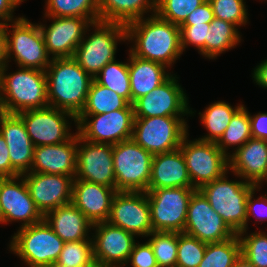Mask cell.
Here are the masks:
<instances>
[{"label":"cell","mask_w":267,"mask_h":267,"mask_svg":"<svg viewBox=\"0 0 267 267\" xmlns=\"http://www.w3.org/2000/svg\"><path fill=\"white\" fill-rule=\"evenodd\" d=\"M126 25L129 49L135 56L158 62L168 68L183 54L180 27L160 18L156 13Z\"/></svg>","instance_id":"6da1fadb"},{"label":"cell","mask_w":267,"mask_h":267,"mask_svg":"<svg viewBox=\"0 0 267 267\" xmlns=\"http://www.w3.org/2000/svg\"><path fill=\"white\" fill-rule=\"evenodd\" d=\"M45 73L49 106L77 118L85 107L94 78L73 57L51 59Z\"/></svg>","instance_id":"7a4b0ae2"},{"label":"cell","mask_w":267,"mask_h":267,"mask_svg":"<svg viewBox=\"0 0 267 267\" xmlns=\"http://www.w3.org/2000/svg\"><path fill=\"white\" fill-rule=\"evenodd\" d=\"M8 68L6 65L0 72V86L8 114L49 106L45 71L19 67L18 71L8 74Z\"/></svg>","instance_id":"3957f363"},{"label":"cell","mask_w":267,"mask_h":267,"mask_svg":"<svg viewBox=\"0 0 267 267\" xmlns=\"http://www.w3.org/2000/svg\"><path fill=\"white\" fill-rule=\"evenodd\" d=\"M94 29L89 36V28ZM118 41H127L126 25L116 22L96 21L85 31L73 58L93 78L107 64L115 60Z\"/></svg>","instance_id":"277c9868"},{"label":"cell","mask_w":267,"mask_h":267,"mask_svg":"<svg viewBox=\"0 0 267 267\" xmlns=\"http://www.w3.org/2000/svg\"><path fill=\"white\" fill-rule=\"evenodd\" d=\"M226 172L221 178L205 184L199 190L226 224L238 234L245 231L247 198L256 185L243 180H228ZM242 179V180H241Z\"/></svg>","instance_id":"5b68a950"},{"label":"cell","mask_w":267,"mask_h":267,"mask_svg":"<svg viewBox=\"0 0 267 267\" xmlns=\"http://www.w3.org/2000/svg\"><path fill=\"white\" fill-rule=\"evenodd\" d=\"M64 243L43 219L19 228L8 246L28 267H50L57 262Z\"/></svg>","instance_id":"8992f818"},{"label":"cell","mask_w":267,"mask_h":267,"mask_svg":"<svg viewBox=\"0 0 267 267\" xmlns=\"http://www.w3.org/2000/svg\"><path fill=\"white\" fill-rule=\"evenodd\" d=\"M4 27L8 62L14 58L18 67L45 71L52 58L46 51L44 36L39 24H34L21 16L17 20L8 22ZM9 27L12 31H9Z\"/></svg>","instance_id":"52a82bcc"},{"label":"cell","mask_w":267,"mask_h":267,"mask_svg":"<svg viewBox=\"0 0 267 267\" xmlns=\"http://www.w3.org/2000/svg\"><path fill=\"white\" fill-rule=\"evenodd\" d=\"M116 191L147 192L153 155L132 138L113 145Z\"/></svg>","instance_id":"ba28073f"},{"label":"cell","mask_w":267,"mask_h":267,"mask_svg":"<svg viewBox=\"0 0 267 267\" xmlns=\"http://www.w3.org/2000/svg\"><path fill=\"white\" fill-rule=\"evenodd\" d=\"M183 116L134 117L132 139L152 155L180 148L188 133Z\"/></svg>","instance_id":"9c48e42d"},{"label":"cell","mask_w":267,"mask_h":267,"mask_svg":"<svg viewBox=\"0 0 267 267\" xmlns=\"http://www.w3.org/2000/svg\"><path fill=\"white\" fill-rule=\"evenodd\" d=\"M188 136L182 139L180 150L194 189H200L228 172L229 160L215 142L189 140Z\"/></svg>","instance_id":"30bf717a"},{"label":"cell","mask_w":267,"mask_h":267,"mask_svg":"<svg viewBox=\"0 0 267 267\" xmlns=\"http://www.w3.org/2000/svg\"><path fill=\"white\" fill-rule=\"evenodd\" d=\"M195 190L183 187L148 189L152 232L183 233L189 200Z\"/></svg>","instance_id":"8fae6325"},{"label":"cell","mask_w":267,"mask_h":267,"mask_svg":"<svg viewBox=\"0 0 267 267\" xmlns=\"http://www.w3.org/2000/svg\"><path fill=\"white\" fill-rule=\"evenodd\" d=\"M76 119V132L89 142L114 145L132 138L133 104L109 113L79 115Z\"/></svg>","instance_id":"7c38bea8"},{"label":"cell","mask_w":267,"mask_h":267,"mask_svg":"<svg viewBox=\"0 0 267 267\" xmlns=\"http://www.w3.org/2000/svg\"><path fill=\"white\" fill-rule=\"evenodd\" d=\"M23 121L27 133L35 147L66 142L74 135L70 133L71 123L77 126V119L69 112L47 106L17 114Z\"/></svg>","instance_id":"4fadbf2b"},{"label":"cell","mask_w":267,"mask_h":267,"mask_svg":"<svg viewBox=\"0 0 267 267\" xmlns=\"http://www.w3.org/2000/svg\"><path fill=\"white\" fill-rule=\"evenodd\" d=\"M174 75V76H173ZM172 74L165 82L133 103L134 117L192 116L187 94Z\"/></svg>","instance_id":"5bb4252c"},{"label":"cell","mask_w":267,"mask_h":267,"mask_svg":"<svg viewBox=\"0 0 267 267\" xmlns=\"http://www.w3.org/2000/svg\"><path fill=\"white\" fill-rule=\"evenodd\" d=\"M91 232L93 259L100 267H125L133 250L135 235L110 224H93Z\"/></svg>","instance_id":"9a60e30c"},{"label":"cell","mask_w":267,"mask_h":267,"mask_svg":"<svg viewBox=\"0 0 267 267\" xmlns=\"http://www.w3.org/2000/svg\"><path fill=\"white\" fill-rule=\"evenodd\" d=\"M183 233L206 244L222 242L236 235L222 217L213 210L199 189L193 192L189 200Z\"/></svg>","instance_id":"2e32d148"},{"label":"cell","mask_w":267,"mask_h":267,"mask_svg":"<svg viewBox=\"0 0 267 267\" xmlns=\"http://www.w3.org/2000/svg\"><path fill=\"white\" fill-rule=\"evenodd\" d=\"M108 222L136 237H148L152 233V225L146 192L117 191Z\"/></svg>","instance_id":"e0dca14e"},{"label":"cell","mask_w":267,"mask_h":267,"mask_svg":"<svg viewBox=\"0 0 267 267\" xmlns=\"http://www.w3.org/2000/svg\"><path fill=\"white\" fill-rule=\"evenodd\" d=\"M112 150V144L92 143L78 135L74 179L116 189Z\"/></svg>","instance_id":"ac0fdd59"},{"label":"cell","mask_w":267,"mask_h":267,"mask_svg":"<svg viewBox=\"0 0 267 267\" xmlns=\"http://www.w3.org/2000/svg\"><path fill=\"white\" fill-rule=\"evenodd\" d=\"M0 203L3 224L20 221L23 228L43 220L22 175L0 178Z\"/></svg>","instance_id":"d6986e66"},{"label":"cell","mask_w":267,"mask_h":267,"mask_svg":"<svg viewBox=\"0 0 267 267\" xmlns=\"http://www.w3.org/2000/svg\"><path fill=\"white\" fill-rule=\"evenodd\" d=\"M44 17L52 21L49 26L39 23L48 55L52 59L73 57L91 22L80 17Z\"/></svg>","instance_id":"ffe728a7"},{"label":"cell","mask_w":267,"mask_h":267,"mask_svg":"<svg viewBox=\"0 0 267 267\" xmlns=\"http://www.w3.org/2000/svg\"><path fill=\"white\" fill-rule=\"evenodd\" d=\"M30 196L44 216L72 201L73 178L68 175L28 172L22 175Z\"/></svg>","instance_id":"44dd1931"},{"label":"cell","mask_w":267,"mask_h":267,"mask_svg":"<svg viewBox=\"0 0 267 267\" xmlns=\"http://www.w3.org/2000/svg\"><path fill=\"white\" fill-rule=\"evenodd\" d=\"M229 170L237 178L262 186L267 182V140L251 137L243 146L230 152Z\"/></svg>","instance_id":"7402d4cb"},{"label":"cell","mask_w":267,"mask_h":267,"mask_svg":"<svg viewBox=\"0 0 267 267\" xmlns=\"http://www.w3.org/2000/svg\"><path fill=\"white\" fill-rule=\"evenodd\" d=\"M77 146L78 133L75 132V135L66 142L34 147L30 172L68 175L74 179L76 175Z\"/></svg>","instance_id":"603a6c76"},{"label":"cell","mask_w":267,"mask_h":267,"mask_svg":"<svg viewBox=\"0 0 267 267\" xmlns=\"http://www.w3.org/2000/svg\"><path fill=\"white\" fill-rule=\"evenodd\" d=\"M116 189L104 185L74 179L71 203L77 207L92 224L108 221Z\"/></svg>","instance_id":"cb8c5ba5"},{"label":"cell","mask_w":267,"mask_h":267,"mask_svg":"<svg viewBox=\"0 0 267 267\" xmlns=\"http://www.w3.org/2000/svg\"><path fill=\"white\" fill-rule=\"evenodd\" d=\"M0 133L8 147L12 177L30 172L35 146L22 119L17 114H8L0 124Z\"/></svg>","instance_id":"d4e9b609"},{"label":"cell","mask_w":267,"mask_h":267,"mask_svg":"<svg viewBox=\"0 0 267 267\" xmlns=\"http://www.w3.org/2000/svg\"><path fill=\"white\" fill-rule=\"evenodd\" d=\"M194 188L180 148L153 155L148 189Z\"/></svg>","instance_id":"484cf974"},{"label":"cell","mask_w":267,"mask_h":267,"mask_svg":"<svg viewBox=\"0 0 267 267\" xmlns=\"http://www.w3.org/2000/svg\"><path fill=\"white\" fill-rule=\"evenodd\" d=\"M43 219L65 243L92 239L89 232L93 224L72 203L47 212Z\"/></svg>","instance_id":"4316f807"},{"label":"cell","mask_w":267,"mask_h":267,"mask_svg":"<svg viewBox=\"0 0 267 267\" xmlns=\"http://www.w3.org/2000/svg\"><path fill=\"white\" fill-rule=\"evenodd\" d=\"M128 70L131 86V104L160 86L172 74L165 65L135 56L130 50Z\"/></svg>","instance_id":"83f0119b"},{"label":"cell","mask_w":267,"mask_h":267,"mask_svg":"<svg viewBox=\"0 0 267 267\" xmlns=\"http://www.w3.org/2000/svg\"><path fill=\"white\" fill-rule=\"evenodd\" d=\"M156 7L157 0H98L99 20L127 25L149 12L155 14Z\"/></svg>","instance_id":"f1b7e54d"},{"label":"cell","mask_w":267,"mask_h":267,"mask_svg":"<svg viewBox=\"0 0 267 267\" xmlns=\"http://www.w3.org/2000/svg\"><path fill=\"white\" fill-rule=\"evenodd\" d=\"M238 29L234 24L214 18L210 23L206 45L199 54L205 58L215 59L223 52L235 48L242 40Z\"/></svg>","instance_id":"f546056e"},{"label":"cell","mask_w":267,"mask_h":267,"mask_svg":"<svg viewBox=\"0 0 267 267\" xmlns=\"http://www.w3.org/2000/svg\"><path fill=\"white\" fill-rule=\"evenodd\" d=\"M244 104H237L233 107L228 102L217 101L207 106L204 112H199L201 124L205 126L208 134L199 137V140L208 142H217L228 124L231 122L233 115L243 106Z\"/></svg>","instance_id":"4dcf8cb0"},{"label":"cell","mask_w":267,"mask_h":267,"mask_svg":"<svg viewBox=\"0 0 267 267\" xmlns=\"http://www.w3.org/2000/svg\"><path fill=\"white\" fill-rule=\"evenodd\" d=\"M129 103L113 90L100 85L95 79L92 81L87 101L80 115H98L124 109Z\"/></svg>","instance_id":"1f68e13d"},{"label":"cell","mask_w":267,"mask_h":267,"mask_svg":"<svg viewBox=\"0 0 267 267\" xmlns=\"http://www.w3.org/2000/svg\"><path fill=\"white\" fill-rule=\"evenodd\" d=\"M45 16L80 17L99 21L98 0H46Z\"/></svg>","instance_id":"d6a6232c"},{"label":"cell","mask_w":267,"mask_h":267,"mask_svg":"<svg viewBox=\"0 0 267 267\" xmlns=\"http://www.w3.org/2000/svg\"><path fill=\"white\" fill-rule=\"evenodd\" d=\"M243 105L232 117L231 122L225 129V132L216 142V145L226 155L230 156L227 152L230 148L234 151L243 146L251 137V122L249 118L248 109Z\"/></svg>","instance_id":"836d02e7"},{"label":"cell","mask_w":267,"mask_h":267,"mask_svg":"<svg viewBox=\"0 0 267 267\" xmlns=\"http://www.w3.org/2000/svg\"><path fill=\"white\" fill-rule=\"evenodd\" d=\"M241 256L238 235L222 242L208 243L198 267H233Z\"/></svg>","instance_id":"e575fe53"},{"label":"cell","mask_w":267,"mask_h":267,"mask_svg":"<svg viewBox=\"0 0 267 267\" xmlns=\"http://www.w3.org/2000/svg\"><path fill=\"white\" fill-rule=\"evenodd\" d=\"M100 84L113 90L131 104V86L129 79L128 61L114 60L107 63L94 77Z\"/></svg>","instance_id":"d590c367"},{"label":"cell","mask_w":267,"mask_h":267,"mask_svg":"<svg viewBox=\"0 0 267 267\" xmlns=\"http://www.w3.org/2000/svg\"><path fill=\"white\" fill-rule=\"evenodd\" d=\"M57 267H94L92 239L64 243Z\"/></svg>","instance_id":"8d00e7d4"},{"label":"cell","mask_w":267,"mask_h":267,"mask_svg":"<svg viewBox=\"0 0 267 267\" xmlns=\"http://www.w3.org/2000/svg\"><path fill=\"white\" fill-rule=\"evenodd\" d=\"M148 242L159 267H176L178 232H152Z\"/></svg>","instance_id":"74e56055"},{"label":"cell","mask_w":267,"mask_h":267,"mask_svg":"<svg viewBox=\"0 0 267 267\" xmlns=\"http://www.w3.org/2000/svg\"><path fill=\"white\" fill-rule=\"evenodd\" d=\"M237 235L241 243V255L256 267H267V233L259 230L248 235V232L241 231Z\"/></svg>","instance_id":"f35d334b"},{"label":"cell","mask_w":267,"mask_h":267,"mask_svg":"<svg viewBox=\"0 0 267 267\" xmlns=\"http://www.w3.org/2000/svg\"><path fill=\"white\" fill-rule=\"evenodd\" d=\"M206 0H157L156 14L180 26Z\"/></svg>","instance_id":"ab89813d"},{"label":"cell","mask_w":267,"mask_h":267,"mask_svg":"<svg viewBox=\"0 0 267 267\" xmlns=\"http://www.w3.org/2000/svg\"><path fill=\"white\" fill-rule=\"evenodd\" d=\"M207 244L185 233H178L176 267H198Z\"/></svg>","instance_id":"60d3db41"},{"label":"cell","mask_w":267,"mask_h":267,"mask_svg":"<svg viewBox=\"0 0 267 267\" xmlns=\"http://www.w3.org/2000/svg\"><path fill=\"white\" fill-rule=\"evenodd\" d=\"M214 18L236 25L245 26L248 23V9L244 0H209Z\"/></svg>","instance_id":"b9f144b4"},{"label":"cell","mask_w":267,"mask_h":267,"mask_svg":"<svg viewBox=\"0 0 267 267\" xmlns=\"http://www.w3.org/2000/svg\"><path fill=\"white\" fill-rule=\"evenodd\" d=\"M180 38L182 52L192 45L200 52L206 45L210 24L180 25Z\"/></svg>","instance_id":"7bdbcfd3"},{"label":"cell","mask_w":267,"mask_h":267,"mask_svg":"<svg viewBox=\"0 0 267 267\" xmlns=\"http://www.w3.org/2000/svg\"><path fill=\"white\" fill-rule=\"evenodd\" d=\"M128 263L132 267H159L154 256L153 248L148 241L142 244H139L138 241V243L136 242L134 244L127 265Z\"/></svg>","instance_id":"ee69618b"},{"label":"cell","mask_w":267,"mask_h":267,"mask_svg":"<svg viewBox=\"0 0 267 267\" xmlns=\"http://www.w3.org/2000/svg\"><path fill=\"white\" fill-rule=\"evenodd\" d=\"M260 188L261 186L255 187L248 195L245 231L248 229L251 216L256 217V222L259 223L267 220V195L259 196L257 199L254 198L255 192L259 191Z\"/></svg>","instance_id":"f6af8a7d"},{"label":"cell","mask_w":267,"mask_h":267,"mask_svg":"<svg viewBox=\"0 0 267 267\" xmlns=\"http://www.w3.org/2000/svg\"><path fill=\"white\" fill-rule=\"evenodd\" d=\"M214 19V13L209 0L197 7L181 25L210 24Z\"/></svg>","instance_id":"bcb514c9"},{"label":"cell","mask_w":267,"mask_h":267,"mask_svg":"<svg viewBox=\"0 0 267 267\" xmlns=\"http://www.w3.org/2000/svg\"><path fill=\"white\" fill-rule=\"evenodd\" d=\"M249 118L252 137L267 140V113L259 112L251 115L249 112Z\"/></svg>","instance_id":"7dc6e473"},{"label":"cell","mask_w":267,"mask_h":267,"mask_svg":"<svg viewBox=\"0 0 267 267\" xmlns=\"http://www.w3.org/2000/svg\"><path fill=\"white\" fill-rule=\"evenodd\" d=\"M24 0H0V26H5L8 22L17 20L13 12Z\"/></svg>","instance_id":"c3c4849f"},{"label":"cell","mask_w":267,"mask_h":267,"mask_svg":"<svg viewBox=\"0 0 267 267\" xmlns=\"http://www.w3.org/2000/svg\"><path fill=\"white\" fill-rule=\"evenodd\" d=\"M5 177H12V165L10 162L7 144L0 133V178Z\"/></svg>","instance_id":"681fc988"},{"label":"cell","mask_w":267,"mask_h":267,"mask_svg":"<svg viewBox=\"0 0 267 267\" xmlns=\"http://www.w3.org/2000/svg\"><path fill=\"white\" fill-rule=\"evenodd\" d=\"M261 62L254 68L252 77L257 85L267 89V59Z\"/></svg>","instance_id":"f907efd6"},{"label":"cell","mask_w":267,"mask_h":267,"mask_svg":"<svg viewBox=\"0 0 267 267\" xmlns=\"http://www.w3.org/2000/svg\"><path fill=\"white\" fill-rule=\"evenodd\" d=\"M6 65H9L7 57V38L5 27L0 26V72Z\"/></svg>","instance_id":"816d5d0a"},{"label":"cell","mask_w":267,"mask_h":267,"mask_svg":"<svg viewBox=\"0 0 267 267\" xmlns=\"http://www.w3.org/2000/svg\"><path fill=\"white\" fill-rule=\"evenodd\" d=\"M8 115V112L5 107L4 97L2 95V89L0 86V124L2 123L3 119Z\"/></svg>","instance_id":"f5cc1de1"},{"label":"cell","mask_w":267,"mask_h":267,"mask_svg":"<svg viewBox=\"0 0 267 267\" xmlns=\"http://www.w3.org/2000/svg\"><path fill=\"white\" fill-rule=\"evenodd\" d=\"M233 267H256L251 262H249L242 255L237 259L235 265Z\"/></svg>","instance_id":"db71d44e"},{"label":"cell","mask_w":267,"mask_h":267,"mask_svg":"<svg viewBox=\"0 0 267 267\" xmlns=\"http://www.w3.org/2000/svg\"><path fill=\"white\" fill-rule=\"evenodd\" d=\"M0 224H3V212L1 209V203H0Z\"/></svg>","instance_id":"11a10c76"}]
</instances>
